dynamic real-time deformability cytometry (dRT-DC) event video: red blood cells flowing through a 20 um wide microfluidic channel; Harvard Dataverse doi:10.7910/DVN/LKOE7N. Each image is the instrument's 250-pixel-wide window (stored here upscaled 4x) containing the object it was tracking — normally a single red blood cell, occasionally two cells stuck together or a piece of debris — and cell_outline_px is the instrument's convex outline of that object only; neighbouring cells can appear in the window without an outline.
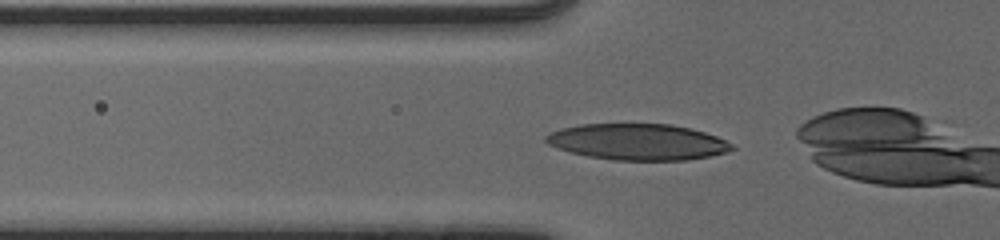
{"species": "human", "species_latin": "Homo sapiens", "temperature_condition": "cold", "stored_images_in_passage": 37, "camera_frame_rate_fps": 3000, "um_per_image_px": 0.085, "donor": {"sex": "male"}, "frame": {"image": 1, "passage_image": 12, "time_ms": 3.667, "image_size_px": [1000, 240], "cell_outline_px": [[736, 148], [728, 152], [712, 156], [688, 160], [612, 160], [588, 156], [556, 148], [548, 144], [544, 140], [544, 136], [560, 128], [580, 124], [672, 124], [692, 128], [716, 136], [732, 144]], "centroid_in_image_um": [54.22, 12.06], "position_along_channel_um": 71.6, "area_um2": 39.42}}
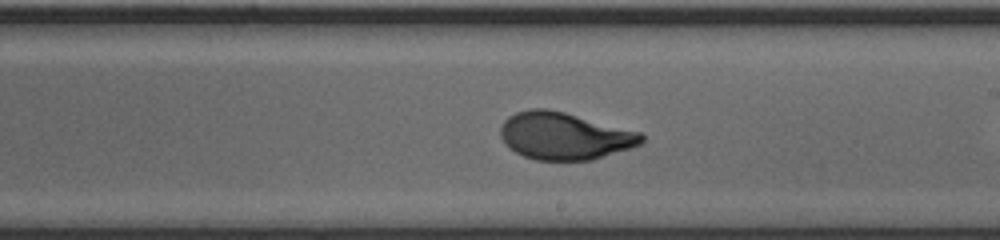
{"frame": {"image": 2, "passage_image": 25, "time_ms": 8.0, "image_size_px": [1000, 240], "cell_outline_px": [[644, 140], [640, 144], [592, 160], [536, 160], [524, 156], [508, 148], [504, 144], [500, 136], [500, 128], [504, 120], [508, 116], [516, 112], [528, 108], [548, 108], [564, 112], [640, 132], [644, 136]], "centroid_in_image_um": [47.92, 11.55], "position_along_channel_um": 241.1, "area_um2": 38.78}}
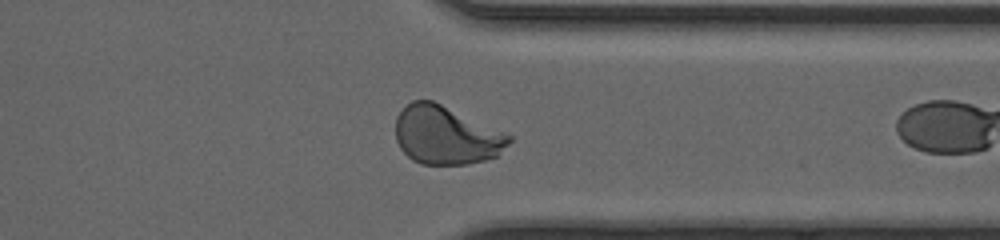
{"frame": {"image": 3, "passage_image": 35, "time_ms": 11.333, "image_size_px": [1000, 240], "cell_outline_px": [[512, 140], [496, 156], [484, 160], [468, 164], [420, 164], [412, 160], [400, 148], [396, 140], [396, 116], [412, 100], [432, 100], [504, 132], [512, 136]], "centroid_in_image_um": [37.89, 11.5], "position_along_channel_um": 373.5, "area_um2": 38.26}}